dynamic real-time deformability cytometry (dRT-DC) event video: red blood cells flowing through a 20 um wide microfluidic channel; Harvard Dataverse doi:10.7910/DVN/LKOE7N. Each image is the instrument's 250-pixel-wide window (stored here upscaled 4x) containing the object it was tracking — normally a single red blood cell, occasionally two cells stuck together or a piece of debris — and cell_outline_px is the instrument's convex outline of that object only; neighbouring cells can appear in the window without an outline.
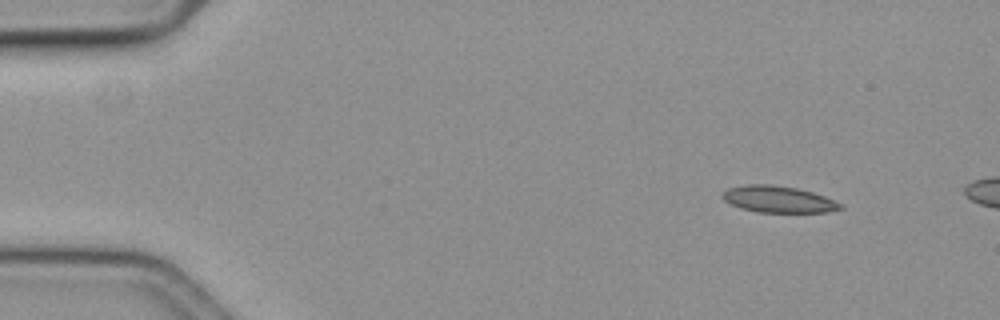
{"species": "common noctule bat (a hibernating species)", "species_latin": "Nyctalus noctula", "temperature_condition": "cold", "stored_images_in_passage": 7, "camera_frame_rate_fps": 3000, "um_per_image_px": 0.085, "animal": {"sex": "female", "body_mass_g": 19.3, "forearm_length_mm": 54.1}, "frame": {"image": 1, "passage_image": 1, "time_ms": 0.0, "image_size_px": [1000, 320], "cell_outline_px": [[844, 208], [828, 212], [756, 212], [740, 208], [724, 200], [720, 196], [728, 188], [748, 184], [768, 184], [796, 188], [812, 192], [824, 196], [844, 204]], "centroid_in_image_um": [66.17, 16.94], "position_along_channel_um": 18.8, "area_um2": 18.26}}